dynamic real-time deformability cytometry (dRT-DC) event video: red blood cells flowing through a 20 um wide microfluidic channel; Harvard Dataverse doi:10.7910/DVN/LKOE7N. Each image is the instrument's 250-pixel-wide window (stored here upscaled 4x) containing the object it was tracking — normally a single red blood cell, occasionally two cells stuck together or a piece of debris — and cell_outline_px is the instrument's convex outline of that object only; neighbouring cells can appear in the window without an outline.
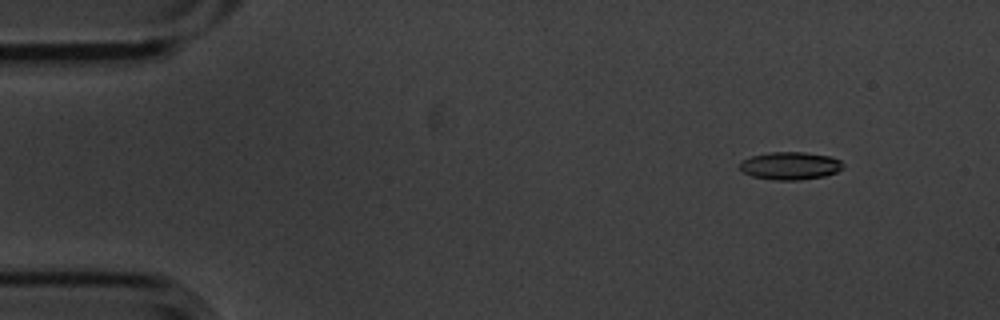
{"species": "common noctule bat (a hibernating species)", "species_latin": "Nyctalus noctula", "temperature_condition": "cold", "stored_images_in_passage": 4, "camera_frame_rate_fps": 3000, "um_per_image_px": 0.085, "animal": {"sex": "male", "body_mass_g": 20.1, "forearm_length_mm": 53.5}, "frame": {"image": 1, "passage_image": 1, "time_ms": 0.0, "image_size_px": [1000, 320], "cell_outline_px": [[844, 168], [836, 172], [824, 176], [800, 180], [772, 180], [752, 176], [744, 172], [740, 168], [740, 160], [752, 156], [768, 152], [804, 152], [832, 156], [840, 160], [844, 164]], "centroid_in_image_um": [67.18, 14.08], "position_along_channel_um": 17.8, "area_um2": 16.88}}
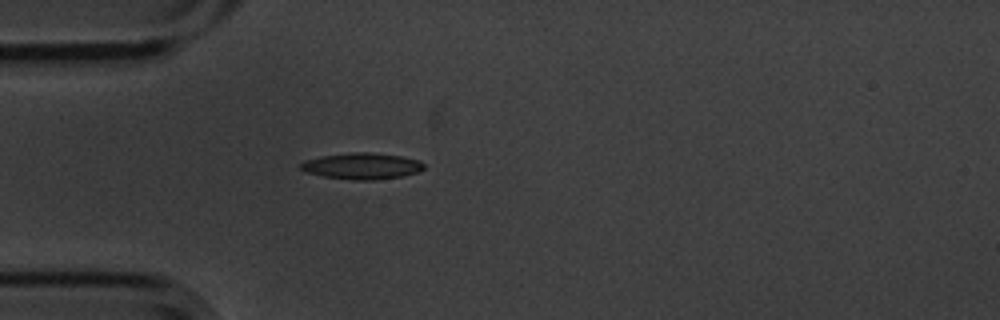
{"frame": {"image": 2, "passage_image": 4, "time_ms": 1.0, "image_size_px": [1000, 320], "cell_outline_px": [[424, 168], [420, 172], [400, 176], [372, 180], [352, 180], [324, 176], [304, 172], [300, 168], [300, 164], [304, 160], [320, 156], [352, 152], [368, 152], [400, 156], [420, 160], [424, 164]], "centroid_in_image_um": [30.75, 14.11], "position_along_channel_um": 54.3, "area_um2": 18.9}}